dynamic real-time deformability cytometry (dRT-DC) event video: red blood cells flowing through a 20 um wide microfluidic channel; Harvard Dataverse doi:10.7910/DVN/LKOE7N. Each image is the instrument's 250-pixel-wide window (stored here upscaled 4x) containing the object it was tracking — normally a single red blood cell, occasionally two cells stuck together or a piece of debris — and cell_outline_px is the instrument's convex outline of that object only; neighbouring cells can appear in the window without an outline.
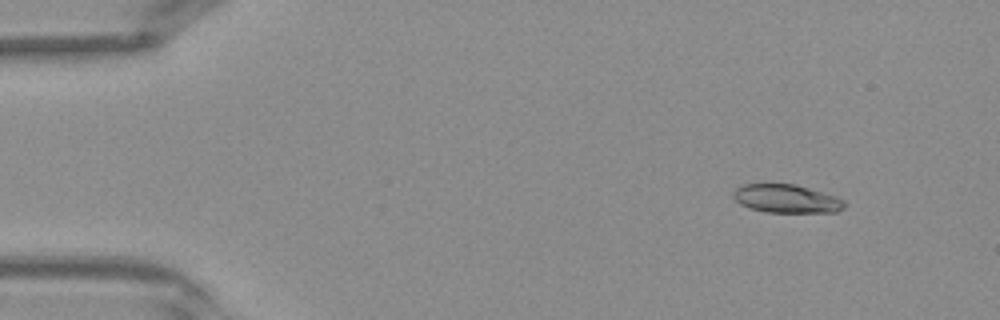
{"species": "Egyptian fruit bat (a non-hibernating species)", "species_latin": "Rousettus aegyptiacus", "temperature_condition": "warm", "stored_images_in_passage": 40, "camera_frame_rate_fps": 3000, "um_per_image_px": 0.085, "frame": {"image": 1, "passage_image": 4, "time_ms": 1.0, "image_size_px": [1000, 320], "cell_outline_px": [[848, 204], [844, 208], [836, 212], [764, 212], [740, 204], [732, 196], [732, 192], [740, 184], [764, 180], [796, 184], [836, 196], [844, 200]], "centroid_in_image_um": [66.79, 16.83], "position_along_channel_um": 18.2, "area_um2": 19.31}}
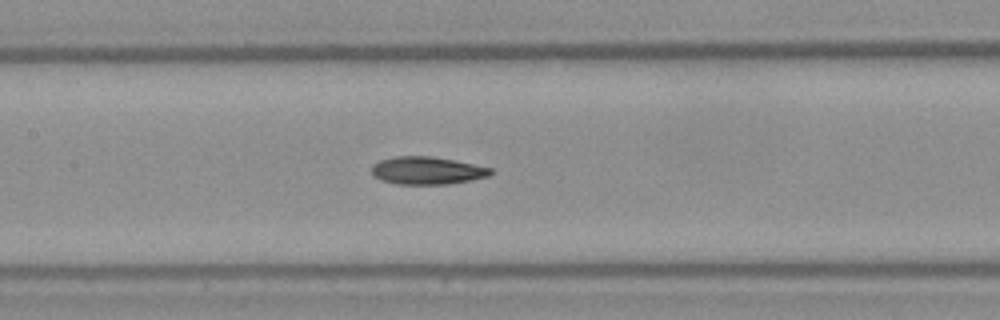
{"frame": {"image": 2, "passage_image": 19, "time_ms": 6.0, "image_size_px": [1000, 320], "cell_outline_px": [[492, 172], [488, 176], [472, 180], [448, 184], [396, 184], [380, 180], [372, 172], [372, 164], [380, 160], [396, 156], [432, 156], [456, 160], [492, 168]], "centroid_in_image_um": [36.31, 14.49], "position_along_channel_um": 171.1, "area_um2": 19.25}}
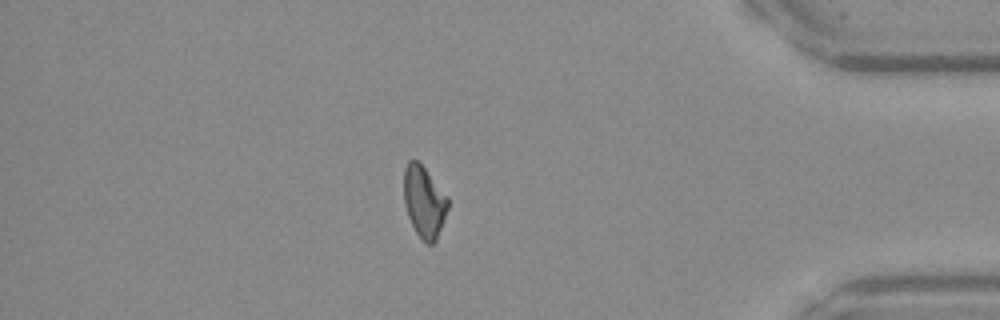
{"frame": {"image": 3, "passage_image": 35, "time_ms": 11.333, "image_size_px": [1000, 320], "cell_outline_px": [[448, 208], [436, 240], [432, 244], [424, 244], [416, 232], [408, 216], [404, 204], [404, 168], [408, 160], [416, 160], [424, 168], [448, 200]], "centroid_in_image_um": [36.01, 17.18], "position_along_channel_um": 399.2, "area_um2": 17.92}}